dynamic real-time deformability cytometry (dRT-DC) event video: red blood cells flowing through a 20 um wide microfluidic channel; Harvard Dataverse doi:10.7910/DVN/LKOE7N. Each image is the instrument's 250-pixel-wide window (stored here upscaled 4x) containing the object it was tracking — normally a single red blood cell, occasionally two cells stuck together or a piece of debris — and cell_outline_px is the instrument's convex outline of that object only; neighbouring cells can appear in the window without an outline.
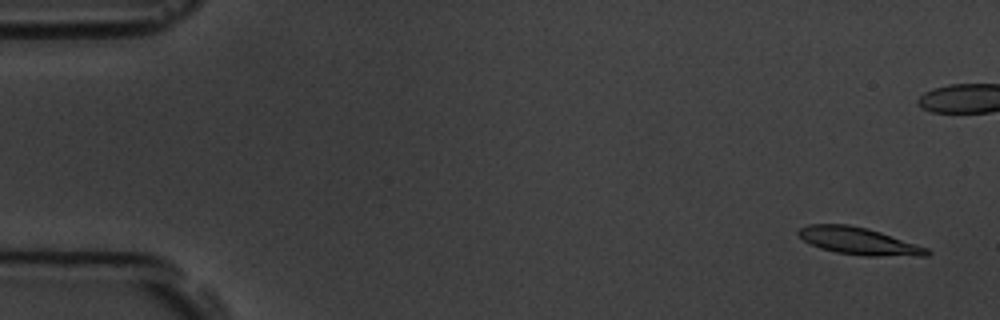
{"species": "common noctule bat (a hibernating species)", "species_latin": "Nyctalus noctula", "temperature_condition": "room temperature", "stored_images_in_passage": 6, "camera_frame_rate_fps": 3000, "um_per_image_px": 0.085, "animal": {"sex": "male", "body_mass_g": 19.5, "forearm_length_mm": 54.6}, "frame": {"image": 1, "passage_image": 1, "time_ms": 0.0, "image_size_px": [1000, 320], "cell_outline_px": [[932, 252], [928, 256], [864, 256], [836, 252], [820, 248], [804, 240], [796, 232], [800, 228], [808, 224], [848, 224], [868, 228], [928, 248]], "centroid_in_image_um": [73.01, 20.49], "position_along_channel_um": 12.0, "area_um2": 20.35}}
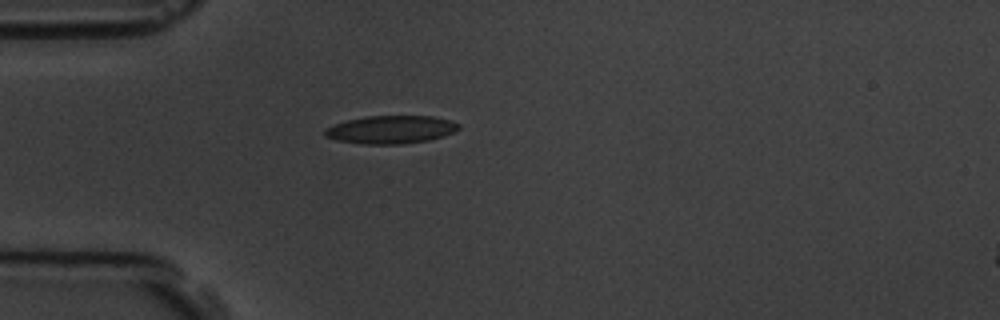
{"frame": {"image": 2, "passage_image": 6, "time_ms": 6.0, "image_size_px": [1000, 320], "cell_outline_px": [[460, 128], [444, 136], [428, 140], [400, 144], [360, 144], [336, 140], [324, 136], [324, 128], [348, 120], [368, 116], [432, 116], [452, 120], [460, 124]], "centroid_in_image_um": [33.23, 11.01], "position_along_channel_um": 51.8, "area_um2": 21.85}}